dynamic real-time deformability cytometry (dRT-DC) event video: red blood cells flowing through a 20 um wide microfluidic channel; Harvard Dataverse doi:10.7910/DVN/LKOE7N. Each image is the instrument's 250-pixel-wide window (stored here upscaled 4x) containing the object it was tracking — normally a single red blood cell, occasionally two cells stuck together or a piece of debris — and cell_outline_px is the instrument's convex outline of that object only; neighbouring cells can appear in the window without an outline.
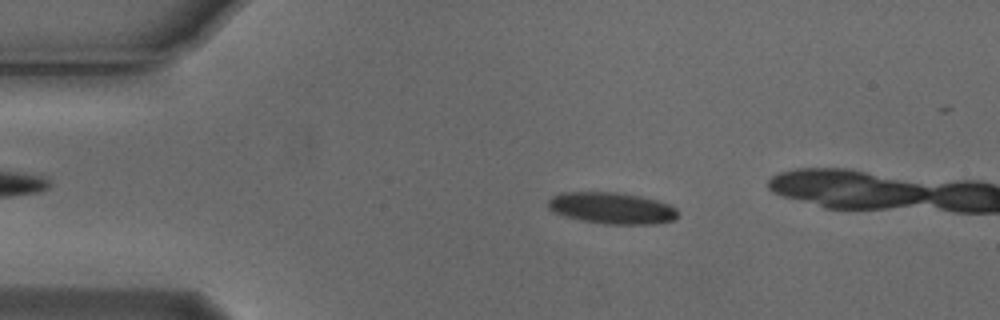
{"species": "Egyptian fruit bat (a non-hibernating species)", "species_latin": "Rousettus aegyptiacus", "temperature_condition": "cold", "stored_images_in_passage": 16, "camera_frame_rate_fps": 3000, "um_per_image_px": 0.085, "animal": {"sex": "male"}, "frame": {"image": 1, "passage_image": 10, "time_ms": 3.0, "image_size_px": [1000, 320], "cell_outline_px": [[676, 216], [672, 220], [656, 224], [604, 224], [580, 220], [564, 216], [548, 208], [548, 200], [552, 196], [560, 192], [616, 192], [640, 196], [656, 200], [668, 204], [676, 208]], "centroid_in_image_um": [51.97, 17.69], "position_along_channel_um": 33.0, "area_um2": 23.76}}